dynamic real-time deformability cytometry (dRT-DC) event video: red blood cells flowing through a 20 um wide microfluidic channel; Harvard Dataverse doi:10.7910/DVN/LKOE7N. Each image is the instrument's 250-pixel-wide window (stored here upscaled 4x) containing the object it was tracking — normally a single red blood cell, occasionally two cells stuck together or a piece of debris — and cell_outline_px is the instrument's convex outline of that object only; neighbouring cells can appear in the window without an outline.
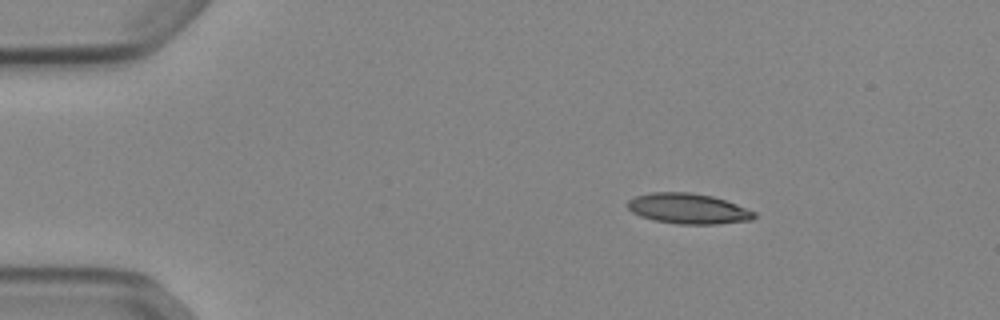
{"species": "Egyptian fruit bat (a non-hibernating species)", "species_latin": "Rousettus aegyptiacus", "temperature_condition": "cold", "stored_images_in_passage": 45, "camera_frame_rate_fps": 3000, "um_per_image_px": 0.085, "animal": {"sex": "female"}, "frame": {"image": 1, "passage_image": 1, "time_ms": 0.0, "image_size_px": [1000, 320], "cell_outline_px": [[756, 216], [752, 220], [716, 224], [676, 224], [652, 220], [640, 216], [632, 212], [628, 208], [628, 200], [636, 196], [652, 192], [692, 192], [712, 196], [736, 204], [756, 212]], "centroid_in_image_um": [58.49, 17.74], "position_along_channel_um": 26.5, "area_um2": 22.48}}
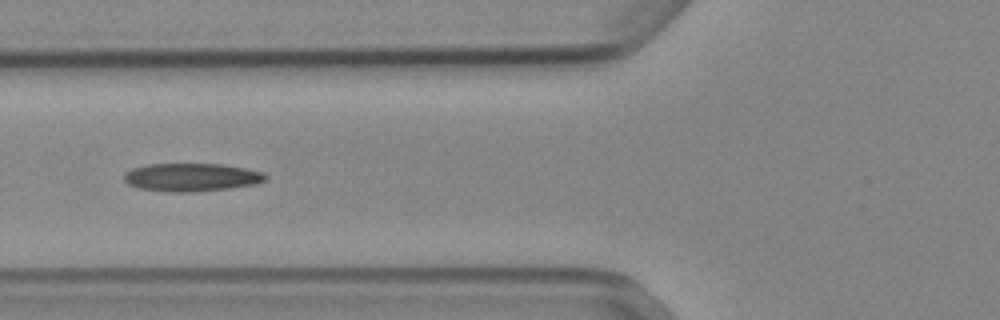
{"frame": {"image": 2, "passage_image": 13, "time_ms": 4.0, "image_size_px": [1000, 320], "cell_outline_px": [[268, 176], [264, 180], [252, 184], [228, 188], [196, 192], [172, 192], [140, 188], [128, 184], [124, 180], [124, 172], [132, 168], [148, 164], [220, 164], [244, 168], [264, 172]], "centroid_in_image_um": [16.24, 15.06], "position_along_channel_um": 109.6, "area_um2": 23.0}}
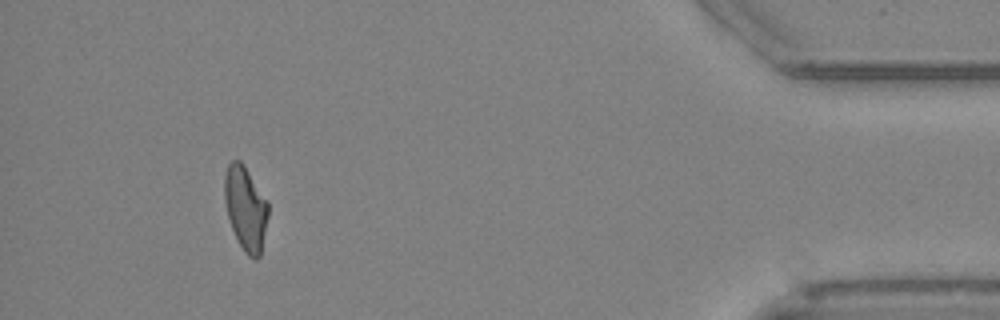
{"frame": {"image": 3, "passage_image": 41, "time_ms": 13.333, "image_size_px": [1000, 320], "cell_outline_px": [[268, 216], [260, 256], [256, 260], [248, 256], [244, 252], [232, 228], [228, 216], [224, 200], [224, 176], [228, 164], [232, 160], [240, 160], [244, 164], [268, 200]], "centroid_in_image_um": [20.88, 17.67], "position_along_channel_um": 414.3, "area_um2": 21.5}, "authors_computed_cell_mechanics": {"area_um2": 22.1374, "velocity_mm_per_s": 3.8937, "shape_relaxation_time_tau1_ms": 5.4416, "shape_relaxation_time_tau2_ms": 2.8046, "deformation_change_tau1": 0.1793, "deformation_change_tau2": 0.1094}}